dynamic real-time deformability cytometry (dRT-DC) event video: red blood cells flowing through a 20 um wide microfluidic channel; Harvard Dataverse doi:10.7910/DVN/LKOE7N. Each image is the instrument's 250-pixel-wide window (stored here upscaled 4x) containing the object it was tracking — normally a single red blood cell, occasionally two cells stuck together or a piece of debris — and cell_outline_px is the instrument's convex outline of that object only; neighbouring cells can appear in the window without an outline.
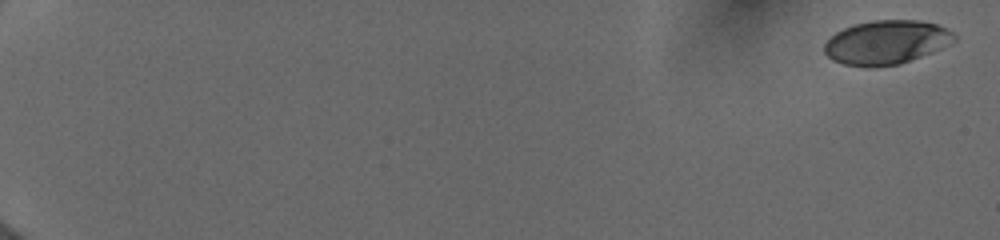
{"species": "human", "species_latin": "Homo sapiens", "temperature_condition": "cold", "stored_images_in_passage": 42, "camera_frame_rate_fps": 3000, "um_per_image_px": 0.085, "donor": {"sex": "female"}, "frame": {"image": 1, "passage_image": 1, "time_ms": 0.0, "image_size_px": [1000, 240], "cell_outline_px": [[956, 40], [940, 48], [900, 64], [844, 64], [832, 60], [824, 52], [824, 44], [836, 32], [844, 28], [856, 24], [872, 20], [920, 20], [936, 24], [948, 28], [956, 36]], "centroid_in_image_um": [75.36, 3.55], "position_along_channel_um": 9.6, "area_um2": 32.37}}
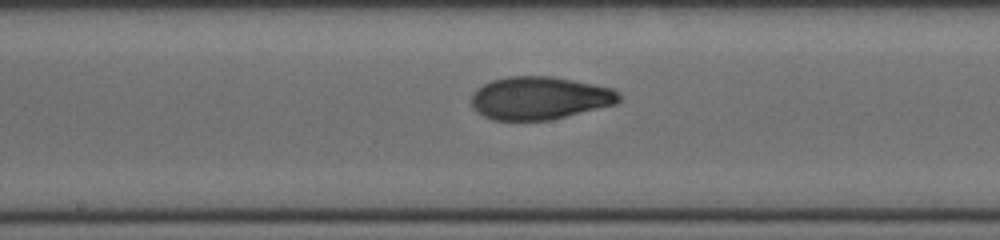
{"frame": {"image": 2, "passage_image": 23, "time_ms": 10.333, "image_size_px": [1000, 240], "cell_outline_px": [[620, 100], [616, 104], [548, 120], [492, 120], [484, 116], [472, 104], [472, 92], [476, 88], [492, 80], [508, 76], [552, 76], [612, 88], [620, 92]], "centroid_in_image_um": [45.87, 8.32], "position_along_channel_um": 202.3, "area_um2": 36.65}}
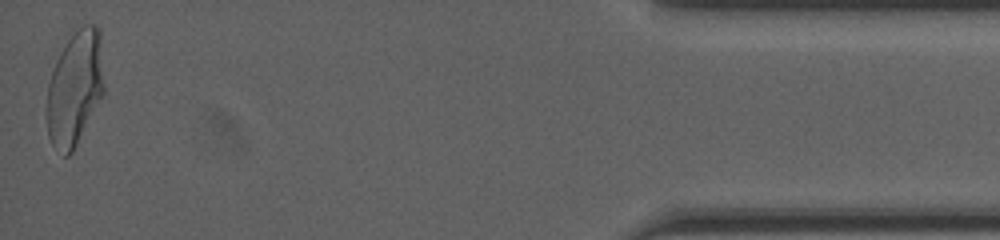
{"frame": {"image": 3, "passage_image": 42, "time_ms": 17.667, "image_size_px": [1000, 240], "cell_outline_px": [[104, 92], [72, 152], [68, 156], [64, 156], [52, 144], [48, 136], [44, 116], [48, 84], [56, 60], [60, 52], [68, 40], [84, 24], [96, 24], [100, 28], [104, 84]], "centroid_in_image_um": [6.34, 7.51], "position_along_channel_um": 428.9, "area_um2": 38.38}, "authors_computed_cell_mechanics": {"area_um2": 36.0383, "velocity_mm_per_s": 3.9969, "shape_relaxation_time_tau1_ms": 3.7948, "shape_relaxation_time_tau2_ms": 1.2491, "deformation_change_tau1": 0.1671, "deformation_change_tau2": 0.0636}}